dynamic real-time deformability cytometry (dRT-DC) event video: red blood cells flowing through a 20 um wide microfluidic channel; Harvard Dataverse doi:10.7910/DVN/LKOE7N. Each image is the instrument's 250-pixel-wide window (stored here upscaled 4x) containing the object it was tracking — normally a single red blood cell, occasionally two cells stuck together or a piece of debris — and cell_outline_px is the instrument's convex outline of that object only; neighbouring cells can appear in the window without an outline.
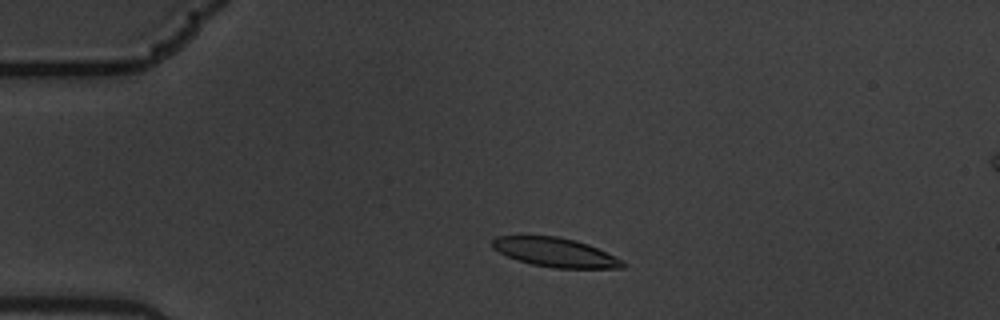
{"species": "common noctule bat (a hibernating species)", "species_latin": "Nyctalus noctula", "temperature_condition": "warm", "stored_images_in_passage": 5, "camera_frame_rate_fps": 3000, "um_per_image_px": 0.085, "animal": {"sex": "male", "body_mass_g": 19.5, "forearm_length_mm": 54.6}, "frame": {"image": 1, "passage_image": 3, "time_ms": 0.667, "image_size_px": [1000, 320], "cell_outline_px": [[624, 268], [556, 268], [532, 264], [516, 260], [492, 248], [492, 240], [496, 236], [556, 236], [576, 240], [588, 244], [624, 260]], "centroid_in_image_um": [47.2, 21.45], "position_along_channel_um": 37.8, "area_um2": 22.02}}